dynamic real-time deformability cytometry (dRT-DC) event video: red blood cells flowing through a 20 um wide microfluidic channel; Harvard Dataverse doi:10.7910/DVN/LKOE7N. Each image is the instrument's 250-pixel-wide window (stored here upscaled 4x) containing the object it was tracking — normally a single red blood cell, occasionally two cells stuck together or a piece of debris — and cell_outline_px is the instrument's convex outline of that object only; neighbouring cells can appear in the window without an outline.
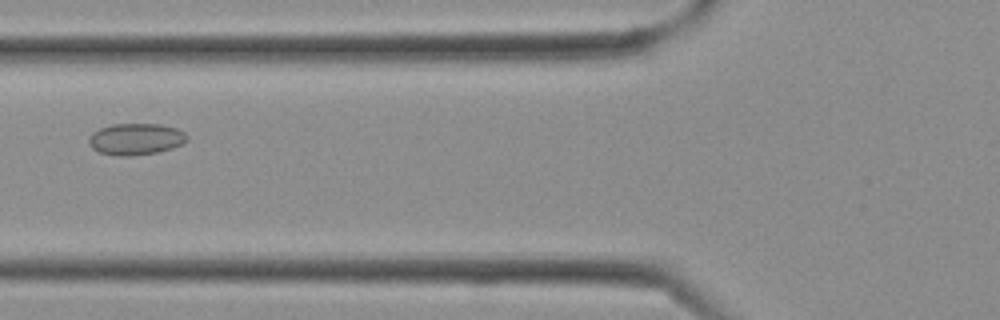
{"species": "Egyptian fruit bat (a non-hibernating species)", "species_latin": "Rousettus aegyptiacus", "temperature_condition": "cold", "stored_images_in_passage": 7, "camera_frame_rate_fps": 3000, "um_per_image_px": 0.085, "frame": {"image": 1, "passage_image": 4, "time_ms": 1.0, "image_size_px": [1000, 320], "cell_outline_px": [[188, 140], [172, 148], [156, 152], [128, 156], [120, 156], [100, 152], [92, 148], [88, 140], [88, 136], [92, 132], [100, 128], [112, 124], [160, 124], [176, 128], [184, 132], [188, 136]], "centroid_in_image_um": [11.53, 11.81], "position_along_channel_um": 114.3, "area_um2": 17.98}}
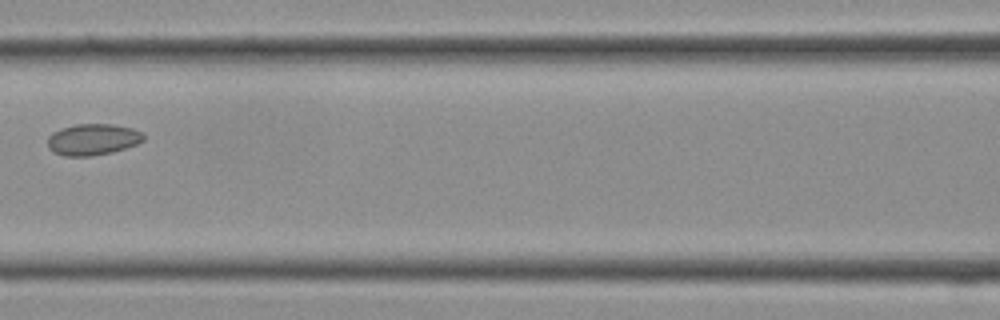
{"frame": {"image": 2, "passage_image": 6, "time_ms": 1.667, "image_size_px": [1000, 320], "cell_outline_px": [[144, 140], [136, 144], [112, 152], [92, 156], [64, 156], [52, 152], [48, 148], [48, 136], [52, 132], [76, 124], [112, 124], [132, 128], [144, 132]], "centroid_in_image_um": [7.88, 11.86], "position_along_channel_um": 158.7, "area_um2": 17.57}}